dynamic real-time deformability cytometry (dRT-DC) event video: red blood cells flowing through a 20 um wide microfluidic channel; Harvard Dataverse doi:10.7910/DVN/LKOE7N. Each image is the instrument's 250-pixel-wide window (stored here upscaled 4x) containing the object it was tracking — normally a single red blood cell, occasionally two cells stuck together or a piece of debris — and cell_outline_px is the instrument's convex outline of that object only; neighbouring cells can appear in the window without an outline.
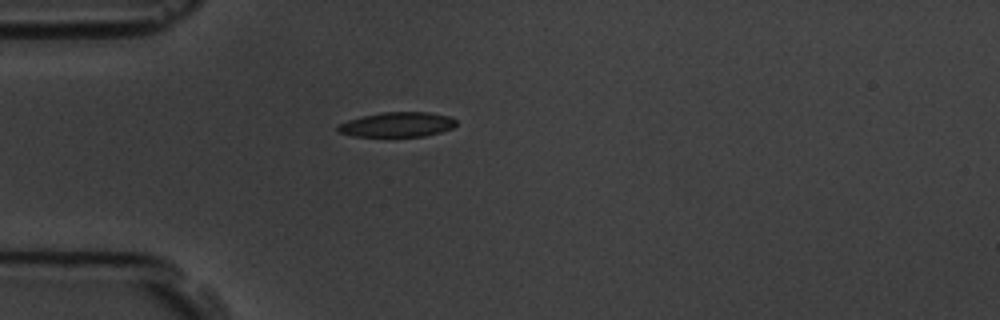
{"species": "common noctule bat (a hibernating species)", "species_latin": "Nyctalus noctula", "temperature_condition": "room temperature", "stored_images_in_passage": 1, "camera_frame_rate_fps": 3000, "um_per_image_px": 0.085, "animal": {"sex": "male", "body_mass_g": 19.5, "forearm_length_mm": 54.6}, "frame": {"image": 1, "passage_image": 1, "time_ms": 0.0, "image_size_px": [1000, 320], "cell_outline_px": [[456, 124], [452, 128], [440, 132], [424, 136], [352, 136], [336, 132], [336, 128], [340, 124], [348, 120], [360, 116], [384, 112], [428, 112], [448, 116], [456, 120]], "centroid_in_image_um": [33.73, 10.58], "position_along_channel_um": 51.3, "area_um2": 17.05}}